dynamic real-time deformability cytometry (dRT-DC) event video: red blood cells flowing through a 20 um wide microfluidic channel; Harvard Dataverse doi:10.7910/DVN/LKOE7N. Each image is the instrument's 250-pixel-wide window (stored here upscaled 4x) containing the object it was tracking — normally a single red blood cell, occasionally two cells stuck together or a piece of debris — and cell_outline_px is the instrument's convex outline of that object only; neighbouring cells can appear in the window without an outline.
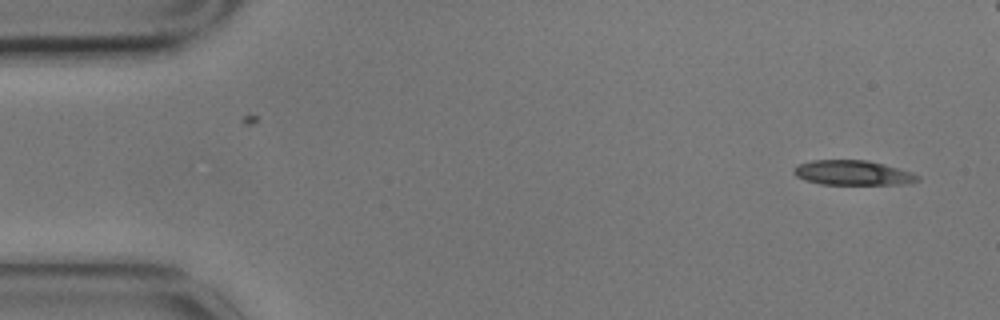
{"species": "common noctule bat (a hibernating species)", "species_latin": "Nyctalus noctula", "temperature_condition": "cold", "stored_images_in_passage": 3, "camera_frame_rate_fps": 3000, "um_per_image_px": 0.085, "animal": {"sex": "male", "body_mass_g": 17.9}, "frame": {"image": 1, "passage_image": 3, "time_ms": 0.667, "image_size_px": [1000, 320], "cell_outline_px": [[920, 180], [912, 184], [820, 184], [804, 180], [796, 176], [792, 172], [792, 168], [800, 164], [812, 160], [868, 160], [900, 168], [912, 172], [920, 176]], "centroid_in_image_um": [72.52, 14.69], "position_along_channel_um": 12.5, "area_um2": 18.09}}